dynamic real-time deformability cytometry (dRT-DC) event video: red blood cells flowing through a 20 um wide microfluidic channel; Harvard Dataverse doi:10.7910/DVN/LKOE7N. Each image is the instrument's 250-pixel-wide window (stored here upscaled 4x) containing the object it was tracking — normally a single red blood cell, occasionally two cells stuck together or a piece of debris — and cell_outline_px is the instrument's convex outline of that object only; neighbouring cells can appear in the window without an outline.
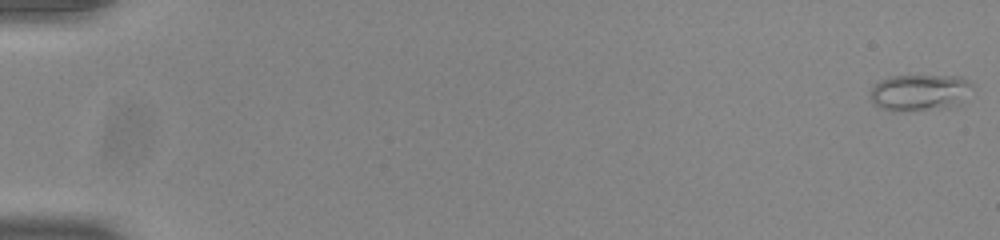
{"species": "common noctule bat (a hibernating species)", "species_latin": "Nyctalus noctula", "temperature_condition": "room temperature", "stored_images_in_passage": 54, "camera_frame_rate_fps": 3000, "um_per_image_px": 0.085, "animal": {"sex": "male", "body_mass_g": 20.0, "forearm_length_mm": 53.3}, "frame": {"image": 1, "passage_image": 1, "time_ms": 0.0, "image_size_px": [1000, 240], "cell_outline_px": [[972, 84], [964, 104], [956, 108], [892, 112], [880, 108], [872, 100], [872, 88], [880, 80], [892, 76], [960, 76], [968, 80]], "centroid_in_image_um": [78.25, 7.9], "position_along_channel_um": 6.7, "area_um2": 22.14}}
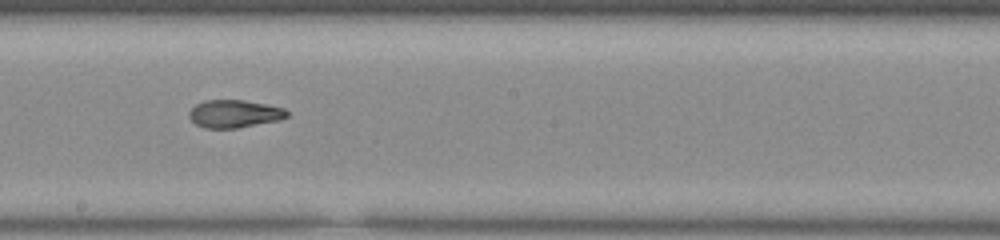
{"frame": {"image": 2, "passage_image": 32, "time_ms": 10.333, "image_size_px": [1000, 240], "cell_outline_px": [[288, 116], [280, 120], [236, 128], [204, 128], [196, 124], [188, 116], [188, 112], [196, 104], [204, 100], [244, 100], [284, 108], [288, 112]], "centroid_in_image_um": [19.9, 9.67], "position_along_channel_um": 228.3, "area_um2": 15.78}}
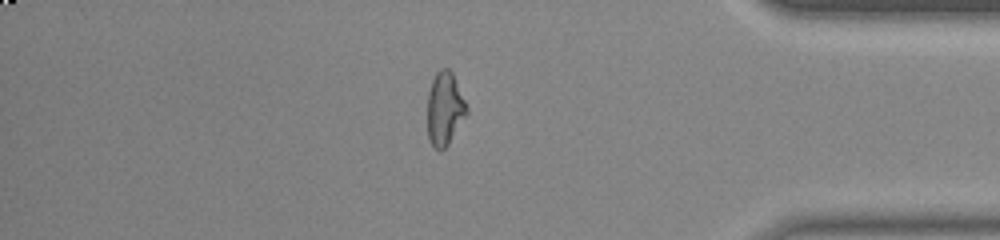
{"frame": {"image": 3, "passage_image": 47, "time_ms": 15.333, "image_size_px": [1000, 240], "cell_outline_px": [[468, 116], [448, 144], [440, 152], [432, 144], [428, 136], [428, 92], [432, 80], [436, 72], [440, 68], [448, 68], [452, 72], [468, 108]], "centroid_in_image_um": [37.82, 9.24], "position_along_channel_um": 397.4, "area_um2": 16.88}, "authors_computed_cell_mechanics": {"area_um2": 16.9354, "velocity_mm_per_s": 3.8816, "shape_relaxation_time_tau1_ms": null, "shape_relaxation_time_tau2_ms": 2.0927, "deformation_change_tau1": null, "deformation_change_tau2": 0.0959}}